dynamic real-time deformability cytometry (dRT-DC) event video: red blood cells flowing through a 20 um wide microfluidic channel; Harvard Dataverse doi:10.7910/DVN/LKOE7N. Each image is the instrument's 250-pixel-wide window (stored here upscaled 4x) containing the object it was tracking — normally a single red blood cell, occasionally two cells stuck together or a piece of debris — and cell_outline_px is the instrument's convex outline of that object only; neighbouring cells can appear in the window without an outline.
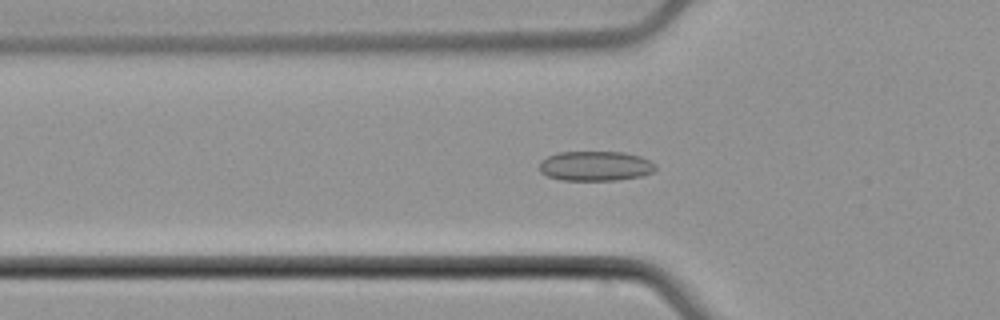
{"species": "common noctule bat (a hibernating species)", "species_latin": "Nyctalus noctula", "temperature_condition": "cold", "stored_images_in_passage": 52, "camera_frame_rate_fps": 3000, "um_per_image_px": 0.085, "animal": {"sex": "male", "body_mass_g": 21.5, "forearm_length_mm": 52.0}, "frame": {"image": 1, "passage_image": 17, "time_ms": 5.333, "image_size_px": [1000, 320], "cell_outline_px": [[656, 168], [652, 172], [640, 176], [616, 180], [560, 180], [548, 176], [540, 172], [540, 160], [548, 156], [560, 152], [624, 152], [640, 156], [656, 164]], "centroid_in_image_um": [50.6, 14.11], "position_along_channel_um": 75.2, "area_um2": 20.11}}
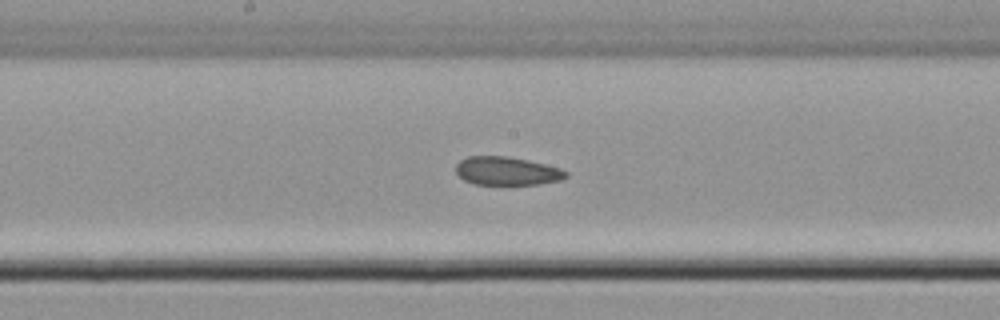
{"frame": {"image": 2, "passage_image": 27, "time_ms": 8.667, "image_size_px": [1000, 320], "cell_outline_px": [[568, 176], [560, 180], [540, 184], [476, 184], [464, 180], [456, 172], [456, 164], [460, 160], [468, 156], [508, 156], [528, 160], [560, 168], [568, 172]], "centroid_in_image_um": [43.09, 14.53], "position_along_channel_um": 205.1, "area_um2": 18.15}}
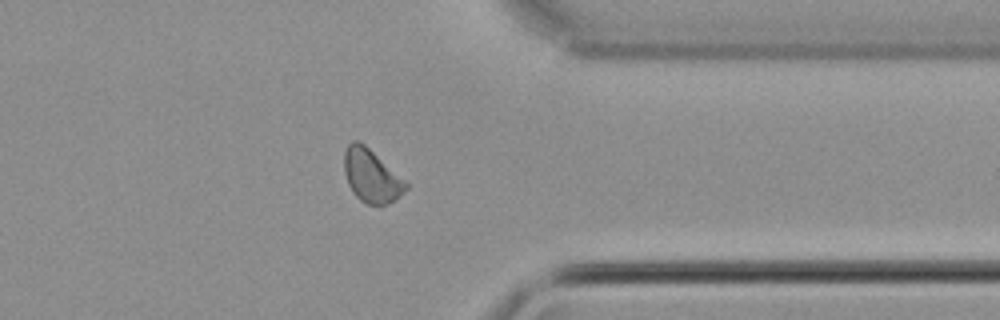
{"frame": {"image": 3, "passage_image": 41, "time_ms": 13.333, "image_size_px": [1000, 320], "cell_outline_px": [[408, 188], [396, 200], [388, 204], [368, 204], [360, 200], [352, 192], [348, 184], [344, 172], [344, 152], [348, 144], [352, 140], [360, 140], [404, 180], [408, 184]], "centroid_in_image_um": [31.55, 14.94], "position_along_channel_um": 379.9, "area_um2": 18.96}, "authors_computed_cell_mechanics": {"area_um2": 19.5653, "velocity_mm_per_s": 3.9081, "shape_relaxation_time_tau1_ms": null, "shape_relaxation_time_tau2_ms": 8.3562, "deformation_change_tau1": null, "deformation_change_tau2": 0.1375}}